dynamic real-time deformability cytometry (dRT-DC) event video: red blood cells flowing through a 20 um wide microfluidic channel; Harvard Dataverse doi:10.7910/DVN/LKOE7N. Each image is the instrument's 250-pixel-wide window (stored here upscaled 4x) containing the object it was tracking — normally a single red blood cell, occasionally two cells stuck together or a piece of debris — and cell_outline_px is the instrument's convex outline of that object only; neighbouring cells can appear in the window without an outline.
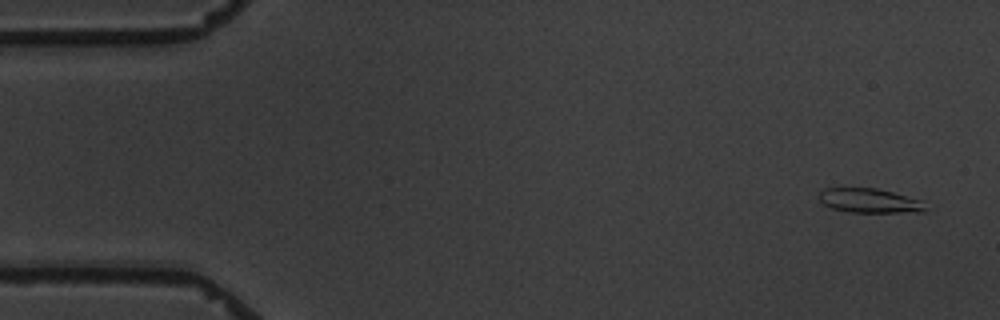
{"species": "common noctule bat (a hibernating species)", "species_latin": "Nyctalus noctula", "temperature_condition": "warm", "stored_images_in_passage": 5, "camera_frame_rate_fps": 3000, "um_per_image_px": 0.085, "animal": {"sex": "male", "body_mass_g": 19.5, "forearm_length_mm": 54.6}, "frame": {"image": 1, "passage_image": 1, "time_ms": 0.0, "image_size_px": [1000, 320], "cell_outline_px": [[924, 212], [848, 212], [832, 208], [824, 204], [820, 200], [820, 192], [824, 188], [876, 188], [892, 192], [920, 200], [924, 208]], "centroid_in_image_um": [73.86, 17.06], "position_along_channel_um": 11.1, "area_um2": 14.8}}
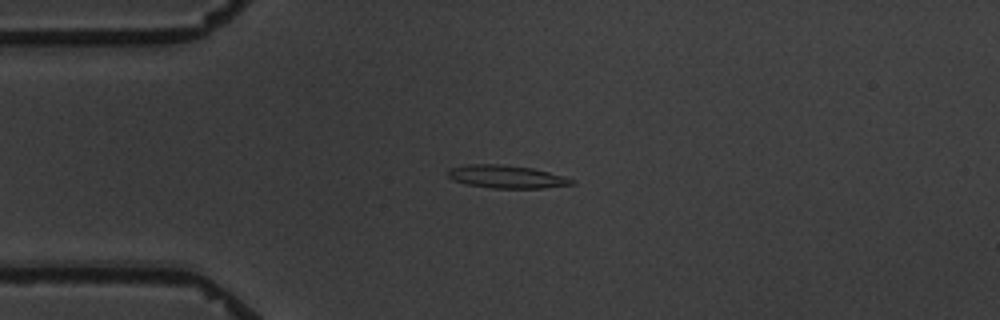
{"frame": {"image": 2, "passage_image": 4, "time_ms": 3.667, "image_size_px": [1000, 320], "cell_outline_px": [[576, 184], [544, 188], [492, 188], [468, 184], [452, 180], [448, 176], [448, 168], [468, 164], [500, 164], [532, 168], [564, 176], [576, 180]], "centroid_in_image_um": [43.07, 15.02], "position_along_channel_um": 41.9, "area_um2": 16.59}}